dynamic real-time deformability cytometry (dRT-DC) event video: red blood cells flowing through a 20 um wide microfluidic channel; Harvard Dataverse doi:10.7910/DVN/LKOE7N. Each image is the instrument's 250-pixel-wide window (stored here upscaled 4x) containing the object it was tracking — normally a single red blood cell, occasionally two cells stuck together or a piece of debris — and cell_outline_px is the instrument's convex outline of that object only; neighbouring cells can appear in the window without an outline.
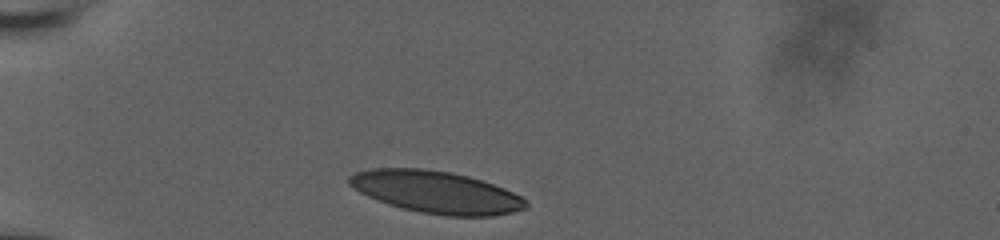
{"species": "human", "species_latin": "Homo sapiens", "temperature_condition": "room temperature", "stored_images_in_passage": 19, "camera_frame_rate_fps": 3000, "um_per_image_px": 0.085, "donor": {"sex": "male"}, "frame": {"image": 1, "passage_image": 1, "time_ms": 0.0, "image_size_px": [1000, 240], "cell_outline_px": [[528, 208], [512, 212], [492, 216], [448, 216], [420, 212], [388, 204], [376, 200], [360, 192], [348, 184], [348, 176], [356, 172], [372, 168], [424, 168], [448, 172], [468, 176], [504, 188], [520, 196], [528, 204]], "centroid_in_image_um": [37.05, 16.33], "position_along_channel_um": 47.9, "area_um2": 43.18}}
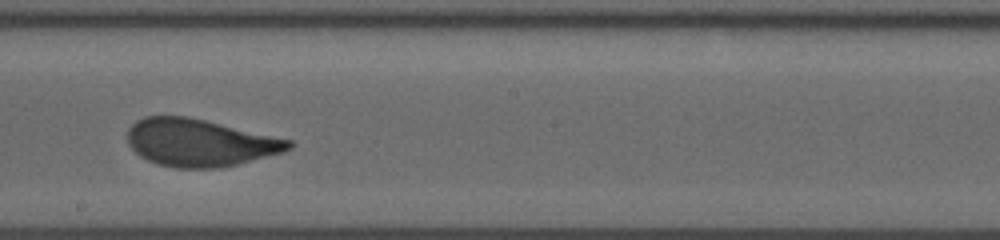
{"frame": {"image": 2, "passage_image": 11, "time_ms": 3.333, "image_size_px": [1000, 240], "cell_outline_px": [[292, 148], [280, 152], [236, 164], [216, 168], [176, 168], [156, 164], [140, 156], [128, 144], [128, 128], [136, 120], [144, 116], [188, 116], [292, 140]], "centroid_in_image_um": [16.92, 12.12], "position_along_channel_um": 231.3, "area_um2": 44.22}}
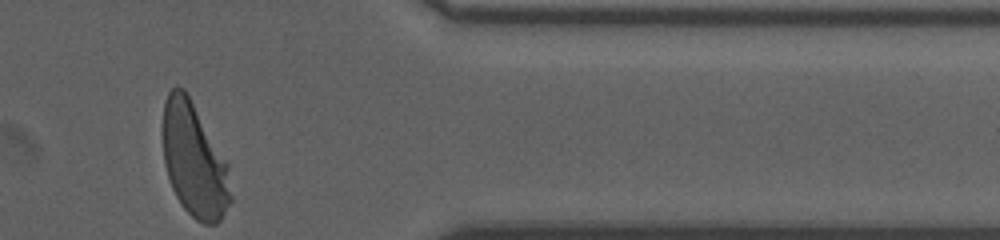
{"frame": {"image": 3, "passage_image": 19, "time_ms": 6.0, "image_size_px": [1000, 240], "cell_outline_px": [[232, 200], [220, 220], [216, 224], [204, 224], [196, 220], [184, 208], [176, 196], [172, 188], [164, 164], [164, 100], [168, 92], [176, 84], [184, 88], [228, 164], [232, 196]], "centroid_in_image_um": [16.52, 13.64], "position_along_channel_um": 394.9, "area_um2": 44.74}}